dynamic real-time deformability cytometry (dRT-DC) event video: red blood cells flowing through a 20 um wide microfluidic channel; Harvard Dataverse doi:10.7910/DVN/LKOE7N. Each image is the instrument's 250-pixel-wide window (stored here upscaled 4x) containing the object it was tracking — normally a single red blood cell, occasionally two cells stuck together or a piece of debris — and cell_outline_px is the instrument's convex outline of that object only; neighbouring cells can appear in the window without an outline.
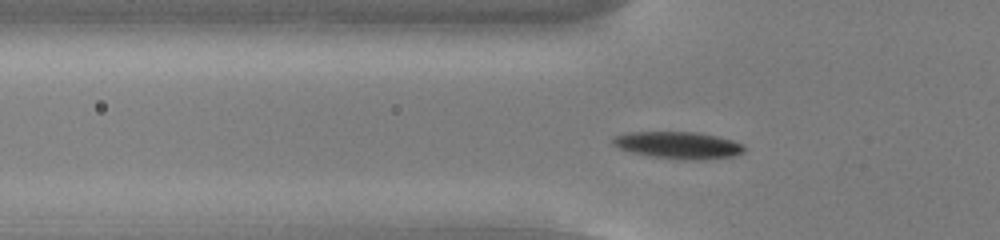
{"species": "common noctule bat (a hibernating species)", "species_latin": "Nyctalus noctula", "temperature_condition": "cold", "stored_images_in_passage": 50, "camera_frame_rate_fps": 3000, "um_per_image_px": 0.085, "animal": {"sex": "male", "body_mass_g": 13.0, "forearm_length_mm": 53.1}, "frame": {"image": 1, "passage_image": 14, "time_ms": 4.333, "image_size_px": [1000, 240], "cell_outline_px": [[748, 148], [744, 152], [732, 156], [704, 160], [680, 160], [652, 156], [632, 152], [620, 148], [612, 144], [612, 136], [624, 132], [696, 132], [716, 136], [732, 140], [744, 144]], "centroid_in_image_um": [57.67, 12.34], "position_along_channel_um": 68.1, "area_um2": 20.92}}
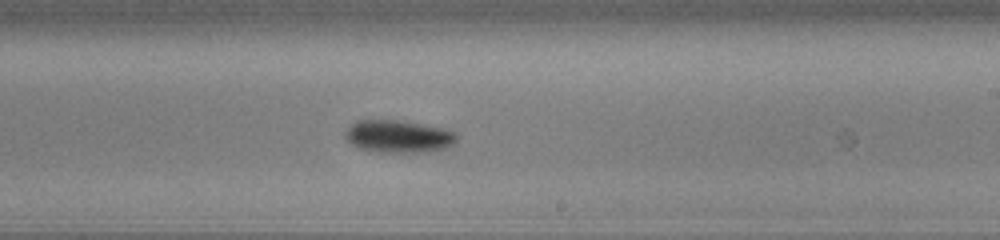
{"frame": {"image": 2, "passage_image": 29, "time_ms": 9.333, "image_size_px": [1000, 240], "cell_outline_px": [[456, 144], [448, 148], [428, 152], [376, 152], [356, 148], [344, 136], [344, 132], [356, 120], [400, 120], [444, 128], [456, 132]], "centroid_in_image_um": [33.89, 11.6], "position_along_channel_um": 255.1, "area_um2": 21.44}}
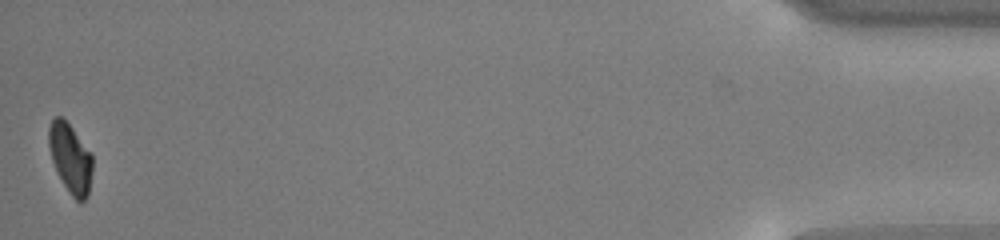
{"frame": {"image": 3, "passage_image": 50, "time_ms": 16.333, "image_size_px": [1000, 240], "cell_outline_px": [[92, 172], [88, 196], [80, 204], [72, 196], [64, 184], [52, 160], [48, 144], [48, 128], [52, 120], [56, 116], [60, 116], [72, 128], [92, 156]], "centroid_in_image_um": [5.98, 13.47], "position_along_channel_um": 429.2, "area_um2": 17.28}, "authors_computed_cell_mechanics": {"area_um2": 19.1607, "velocity_mm_per_s": 3.7703, "shape_relaxation_time_tau1_ms": 1.8386, "shape_relaxation_time_tau2_ms": null, "deformation_change_tau1": 0.1119, "deformation_change_tau2": null}}